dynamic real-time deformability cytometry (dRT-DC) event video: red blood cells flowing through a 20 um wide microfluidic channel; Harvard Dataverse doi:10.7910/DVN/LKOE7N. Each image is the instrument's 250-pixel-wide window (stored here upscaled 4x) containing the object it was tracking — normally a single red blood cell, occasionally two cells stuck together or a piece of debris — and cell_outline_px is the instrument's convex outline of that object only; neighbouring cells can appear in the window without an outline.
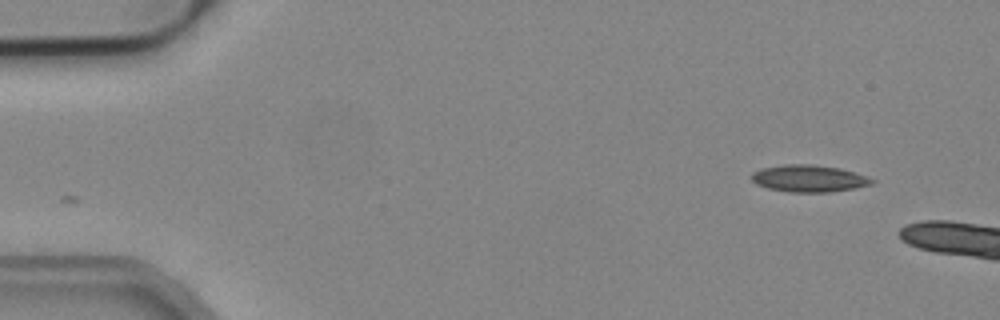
{"species": "common noctule bat (a hibernating species)", "species_latin": "Nyctalus noctula", "temperature_condition": "cold", "stored_images_in_passage": 5, "camera_frame_rate_fps": 3000, "um_per_image_px": 0.085, "animal": {"sex": "male", "body_mass_g": 19.2, "forearm_length_mm": 51.8}, "frame": {"image": 1, "passage_image": 1, "time_ms": 0.0, "image_size_px": [1000, 320], "cell_outline_px": [[876, 180], [872, 184], [852, 188], [828, 192], [788, 192], [768, 188], [756, 184], [752, 180], [752, 172], [760, 168], [784, 164], [812, 164], [840, 168]], "centroid_in_image_um": [68.7, 15.16], "position_along_channel_um": 16.3, "area_um2": 18.79}}